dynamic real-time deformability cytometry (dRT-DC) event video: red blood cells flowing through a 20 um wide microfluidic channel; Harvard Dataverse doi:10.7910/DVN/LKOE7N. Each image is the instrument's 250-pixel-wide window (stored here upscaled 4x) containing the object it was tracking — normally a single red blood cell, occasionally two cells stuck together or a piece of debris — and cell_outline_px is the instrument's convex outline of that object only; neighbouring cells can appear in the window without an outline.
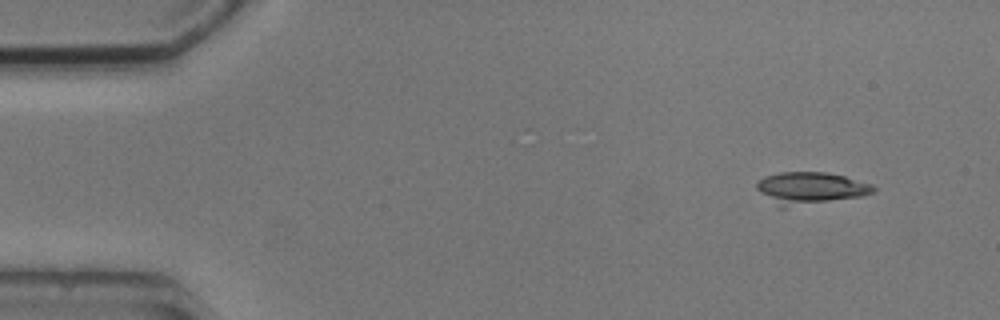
{"species": "common noctule bat (a hibernating species)", "species_latin": "Nyctalus noctula", "temperature_condition": "cold", "stored_images_in_passage": 5, "segment_of_instrument_passage": [1, 2], "camera_frame_rate_fps": 3000, "um_per_image_px": 0.085, "animal": {"sex": "male", "body_mass_g": 20.5, "forearm_length_mm": 52.5}, "frame": {"image": 1, "passage_image": 1, "time_ms": 0.0, "image_size_px": [1000, 320], "cell_outline_px": [[876, 188], [872, 192], [864, 196], [784, 208], [776, 208], [756, 188], [756, 184], [764, 176], [780, 172], [824, 172], [844, 176], [872, 184]], "centroid_in_image_um": [68.84, 16.01], "position_along_channel_um": 16.2, "area_um2": 21.96}}
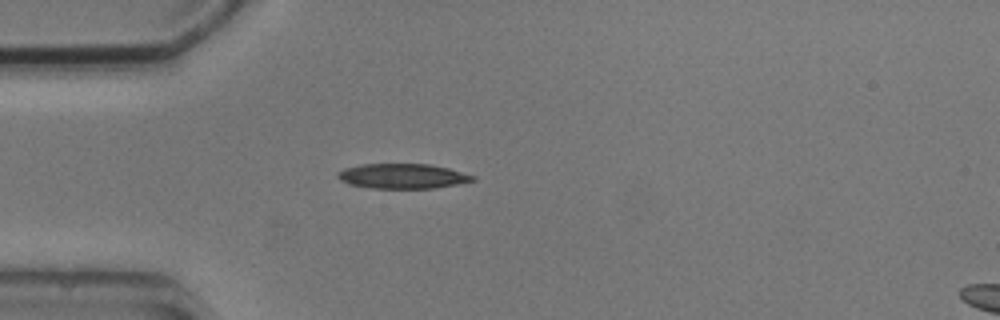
{"frame": {"image": 2, "passage_image": 4, "time_ms": 3.333, "image_size_px": [1000, 320], "cell_outline_px": [[476, 180], [436, 188], [372, 188], [348, 184], [340, 180], [336, 176], [336, 172], [344, 168], [360, 164], [428, 164], [448, 168], [476, 176]], "centroid_in_image_um": [34.18, 14.97], "position_along_channel_um": 50.8, "area_um2": 19.65}}